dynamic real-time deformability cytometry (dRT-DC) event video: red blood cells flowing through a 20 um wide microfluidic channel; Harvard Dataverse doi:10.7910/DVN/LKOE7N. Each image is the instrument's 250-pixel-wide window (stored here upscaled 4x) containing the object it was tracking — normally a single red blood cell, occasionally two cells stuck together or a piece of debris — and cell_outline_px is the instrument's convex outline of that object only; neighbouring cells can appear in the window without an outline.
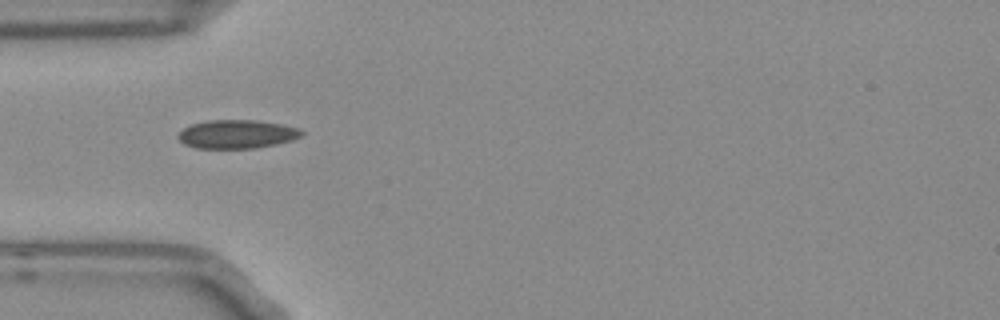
{"species": "Egyptian fruit bat (a non-hibernating species)", "species_latin": "Rousettus aegyptiacus", "temperature_condition": "room temperature", "stored_images_in_passage": 38, "camera_frame_rate_fps": 3000, "um_per_image_px": 0.085, "frame": {"image": 1, "passage_image": 1, "time_ms": 0.0, "image_size_px": [1000, 320], "cell_outline_px": [[304, 132], [300, 136], [292, 140], [276, 144], [256, 148], [196, 148], [184, 144], [176, 136], [184, 128], [192, 124], [208, 120], [256, 120], [280, 124], [300, 128]], "centroid_in_image_um": [20.14, 11.4], "position_along_channel_um": 64.9, "area_um2": 20.52}}
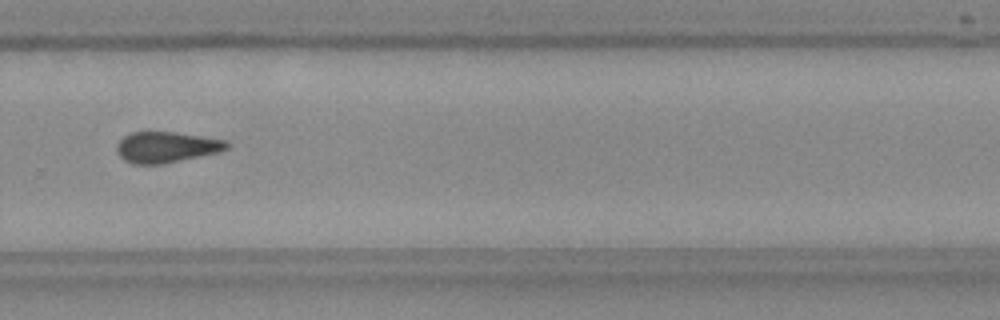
{"frame": {"image": 2, "passage_image": 21, "time_ms": 6.667, "image_size_px": [1000, 320], "cell_outline_px": [[228, 148], [216, 152], [160, 164], [132, 164], [124, 160], [120, 156], [116, 148], [120, 140], [124, 136], [132, 132], [176, 132], [224, 140], [228, 144]], "centroid_in_image_um": [14.08, 12.5], "position_along_channel_um": 315.7, "area_um2": 19.31}}
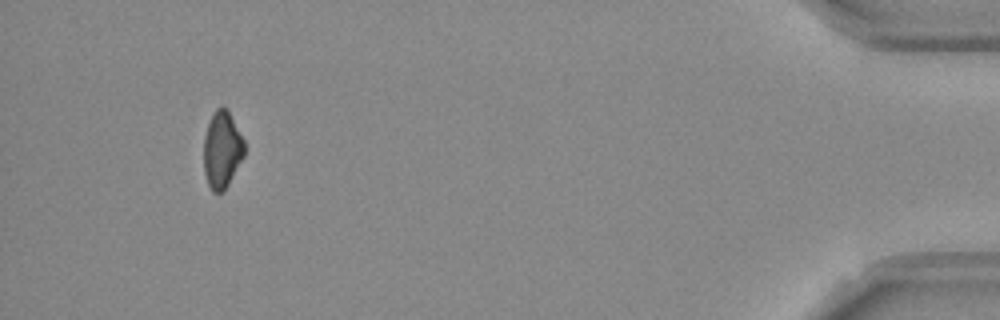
{"frame": {"image": 3, "passage_image": 35, "time_ms": 11.333, "image_size_px": [1000, 320], "cell_outline_px": [[244, 156], [228, 184], [220, 192], [212, 192], [208, 184], [204, 172], [204, 136], [208, 124], [216, 108], [224, 108], [228, 112], [244, 140]], "centroid_in_image_um": [18.86, 12.75], "position_along_channel_um": 416.3, "area_um2": 17.74}, "authors_computed_cell_mechanics": {"area_um2": 19.9699, "velocity_mm_per_s": 3.7535, "shape_relaxation_time_tau1_ms": 10.737, "shape_relaxation_time_tau2_ms": 5.1295, "deformation_change_tau1": 0.1328, "deformation_change_tau2": 0.0809}}